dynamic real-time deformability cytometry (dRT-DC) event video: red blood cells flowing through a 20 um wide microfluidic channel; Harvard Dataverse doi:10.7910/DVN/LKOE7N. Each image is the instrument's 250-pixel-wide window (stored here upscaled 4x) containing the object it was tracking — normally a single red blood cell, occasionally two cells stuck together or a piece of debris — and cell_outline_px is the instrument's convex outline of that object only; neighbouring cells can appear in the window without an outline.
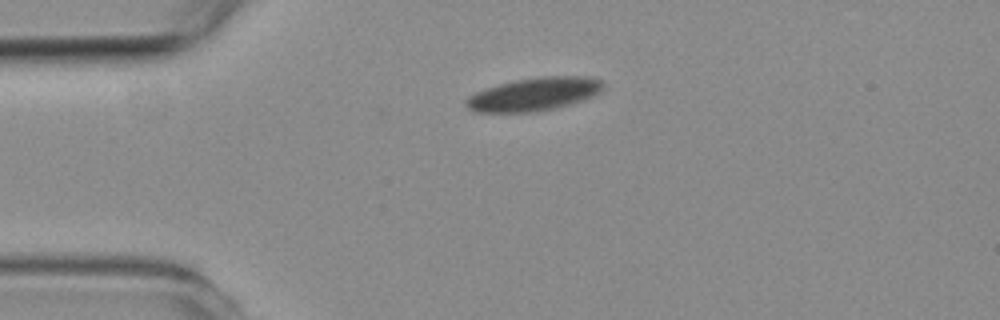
{"species": "common noctule bat (a hibernating species)", "species_latin": "Nyctalus noctula", "temperature_condition": "room temperature", "stored_images_in_passage": 1, "camera_frame_rate_fps": 3000, "um_per_image_px": 0.085, "animal": {"sex": "female", "body_mass_g": 19.3, "forearm_length_mm": 54.1}, "frame": {"image": 1, "passage_image": 1, "time_ms": 0.0, "image_size_px": [1000, 320], "cell_outline_px": [[604, 88], [600, 92], [592, 96], [568, 104], [552, 108], [532, 112], [472, 112], [464, 104], [464, 100], [468, 96], [476, 92], [500, 84], [516, 80], [540, 76], [588, 76], [600, 80], [604, 84]], "centroid_in_image_um": [45.37, 8.0], "position_along_channel_um": 39.6, "area_um2": 26.3}}